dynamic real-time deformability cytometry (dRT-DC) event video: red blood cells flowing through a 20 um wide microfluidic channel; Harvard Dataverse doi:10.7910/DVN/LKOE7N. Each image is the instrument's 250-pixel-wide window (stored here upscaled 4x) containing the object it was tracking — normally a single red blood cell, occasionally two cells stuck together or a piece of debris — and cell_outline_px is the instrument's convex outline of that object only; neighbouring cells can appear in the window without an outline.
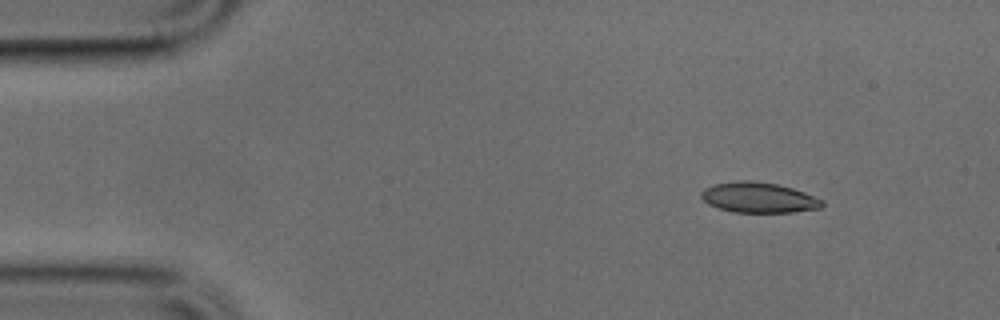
{"species": "common noctule bat (a hibernating species)", "species_latin": "Nyctalus noctula", "temperature_condition": "cold", "stored_images_in_passage": 48, "camera_frame_rate_fps": 3000, "um_per_image_px": 0.085, "animal": {"sex": "male", "body_mass_g": 17.9, "forearm_length_mm": 54.2}, "frame": {"image": 1, "passage_image": 5, "time_ms": 1.333, "image_size_px": [1000, 320], "cell_outline_px": [[824, 204], [820, 208], [792, 212], [732, 212], [708, 204], [700, 196], [700, 192], [704, 188], [712, 184], [740, 180], [752, 180], [776, 184], [792, 188], [804, 192], [824, 200]], "centroid_in_image_um": [64.47, 16.78], "position_along_channel_um": 20.5, "area_um2": 21.44}}
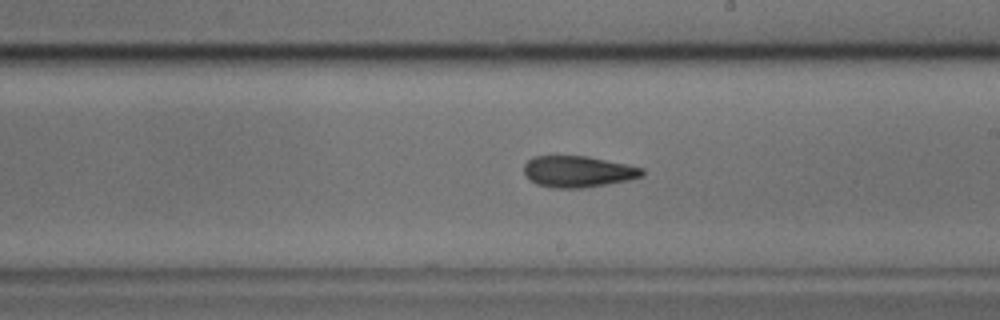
{"frame": {"image": 2, "passage_image": 27, "time_ms": 8.667, "image_size_px": [1000, 320], "cell_outline_px": [[644, 176], [628, 180], [580, 188], [552, 188], [536, 184], [528, 180], [524, 172], [524, 164], [532, 156], [588, 156], [628, 164], [644, 168]], "centroid_in_image_um": [49.11, 14.58], "position_along_channel_um": 239.9, "area_um2": 21.73}}
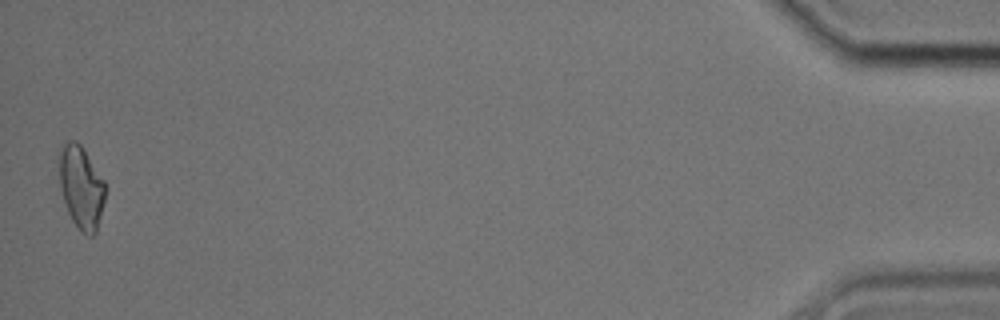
{"frame": {"image": 3, "passage_image": 48, "time_ms": 15.667, "image_size_px": [1000, 320], "cell_outline_px": [[104, 200], [96, 232], [92, 236], [88, 236], [80, 232], [72, 220], [68, 212], [60, 188], [56, 152], [68, 140], [76, 140], [80, 144], [104, 180]], "centroid_in_image_um": [6.84, 15.88], "position_along_channel_um": 428.4, "area_um2": 22.43}}